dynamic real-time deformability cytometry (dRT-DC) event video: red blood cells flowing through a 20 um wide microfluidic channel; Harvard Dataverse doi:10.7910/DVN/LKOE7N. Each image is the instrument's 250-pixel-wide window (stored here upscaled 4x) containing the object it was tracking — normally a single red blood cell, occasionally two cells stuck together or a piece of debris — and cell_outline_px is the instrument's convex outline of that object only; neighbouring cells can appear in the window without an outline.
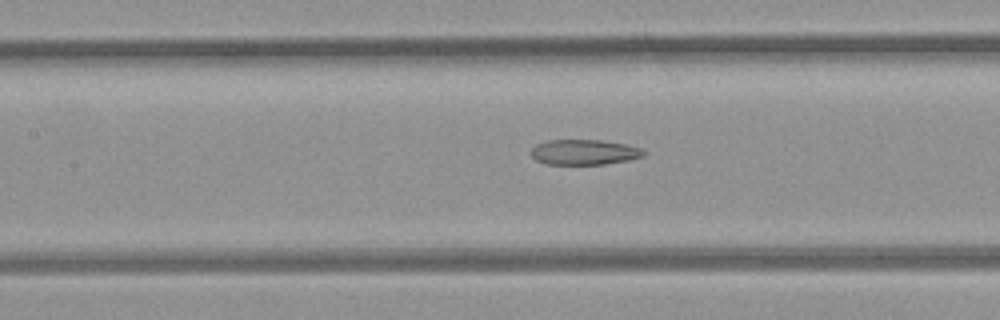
{"species": "common noctule bat (a hibernating species)", "species_latin": "Nyctalus noctula", "temperature_condition": "room temperature", "stored_images_in_passage": 29, "segment_of_instrument_passage": [1, 2], "camera_frame_rate_fps": 3000, "um_per_image_px": 0.085, "animal": {"sex": "female", "body_mass_g": 21.9}, "frame": {"image": 1, "passage_image": 12, "time_ms": 3.667, "image_size_px": [1000, 320], "cell_outline_px": [[644, 156], [628, 160], [604, 164], [544, 164], [536, 160], [528, 152], [536, 144], [548, 140], [600, 140], [624, 144], [640, 148], [644, 152]], "centroid_in_image_um": [49.59, 12.93], "position_along_channel_um": 157.8, "area_um2": 16.53}}
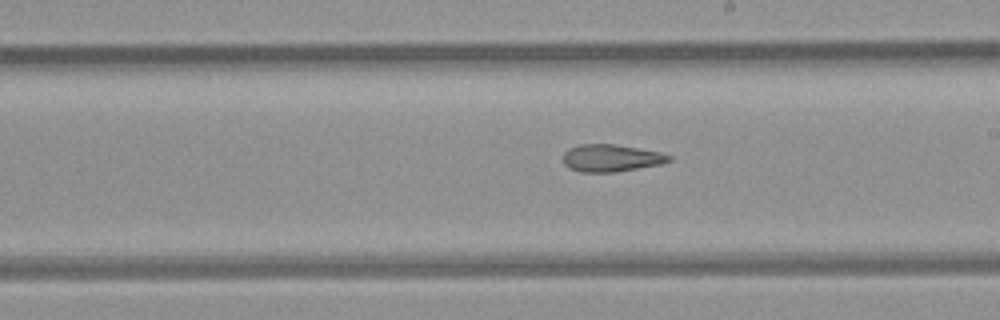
{"frame": {"image": 2, "passage_image": 18, "time_ms": 5.667, "image_size_px": [1000, 320], "cell_outline_px": [[672, 160], [660, 164], [616, 172], [580, 172], [568, 168], [564, 164], [564, 152], [568, 148], [580, 144], [616, 144], [660, 152], [672, 156]], "centroid_in_image_um": [51.93, 13.43], "position_along_channel_um": 237.1, "area_um2": 16.88}}
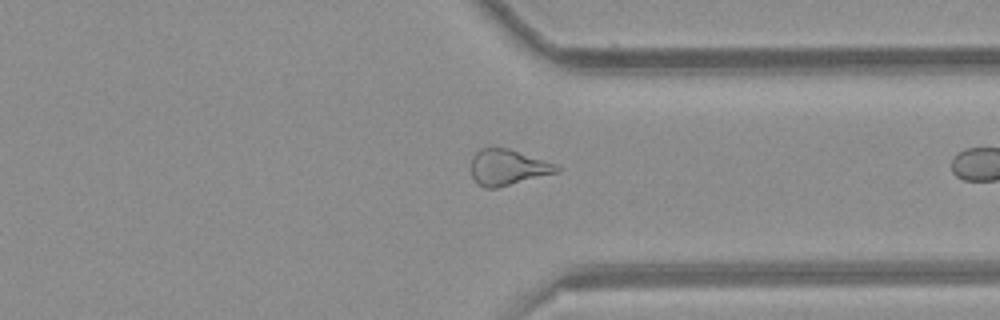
{"frame": {"image": 3, "passage_image": 28, "time_ms": 9.0, "image_size_px": [1000, 320], "cell_outline_px": [[564, 168], [560, 172], [496, 188], [484, 188], [476, 184], [472, 176], [472, 156], [480, 148], [508, 148], [556, 164]], "centroid_in_image_um": [43.18, 14.23], "position_along_channel_um": 368.2, "area_um2": 17.98}}